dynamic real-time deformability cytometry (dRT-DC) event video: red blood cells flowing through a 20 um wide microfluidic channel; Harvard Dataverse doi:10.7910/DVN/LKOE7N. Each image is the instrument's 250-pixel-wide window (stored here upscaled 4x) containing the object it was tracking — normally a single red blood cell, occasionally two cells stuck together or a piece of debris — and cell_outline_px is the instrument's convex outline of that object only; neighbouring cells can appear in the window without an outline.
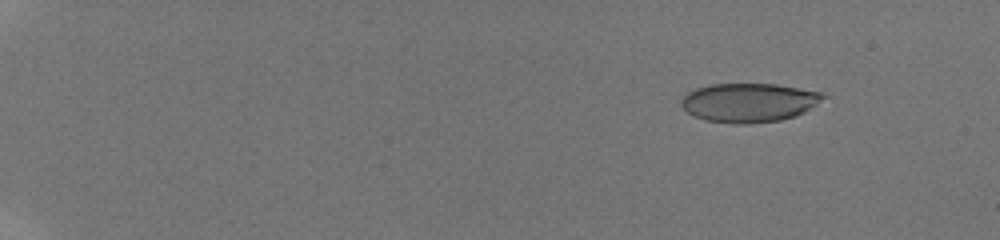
{"species": "human", "species_latin": "Homo sapiens", "temperature_condition": "room temperature", "stored_images_in_passage": 51, "camera_frame_rate_fps": 3000, "um_per_image_px": 0.085, "donor": {"sex": "male"}, "frame": {"image": 1, "passage_image": 6, "time_ms": 2.667, "image_size_px": [1000, 240], "cell_outline_px": [[828, 96], [804, 112], [796, 116], [780, 120], [748, 124], [732, 124], [704, 120], [692, 116], [680, 104], [680, 100], [688, 92], [696, 88], [712, 84], [776, 84], [820, 92]], "centroid_in_image_um": [63.64, 8.73], "position_along_channel_um": 21.4, "area_um2": 32.31}}
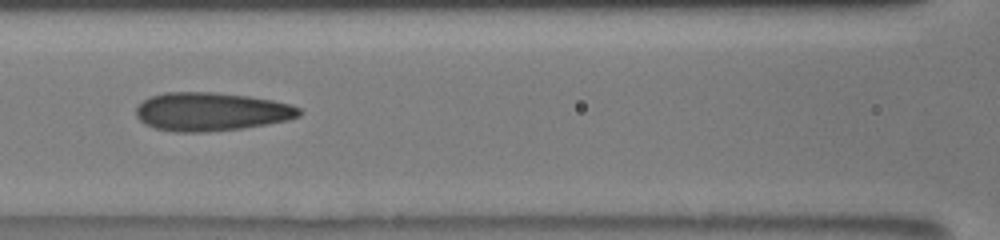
{"frame": {"image": 2, "passage_image": 27, "time_ms": 10.333, "image_size_px": [1000, 240], "cell_outline_px": [[304, 112], [300, 116], [288, 120], [240, 128], [204, 132], [176, 132], [156, 128], [144, 124], [136, 116], [136, 108], [144, 100], [152, 96], [164, 92], [216, 92], [248, 96], [272, 100], [292, 104], [300, 108]], "centroid_in_image_um": [17.97, 9.48], "position_along_channel_um": 148.6, "area_um2": 36.53}}
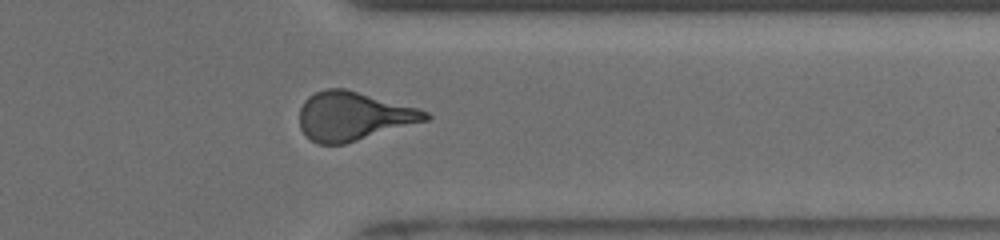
{"frame": {"image": 3, "passage_image": 42, "time_ms": 16.333, "image_size_px": [1000, 240], "cell_outline_px": [[432, 116], [428, 120], [344, 144], [320, 144], [312, 140], [300, 128], [300, 108], [304, 100], [308, 96], [324, 88], [344, 88], [416, 108], [428, 112]], "centroid_in_image_um": [30.01, 9.87], "position_along_channel_um": 381.4, "area_um2": 35.32}, "authors_computed_cell_mechanics": {"area_um2": 34.7956, "velocity_mm_per_s": 3.8911, "shape_relaxation_time_tau1_ms": 7.669, "shape_relaxation_time_tau2_ms": 1.1778, "deformation_change_tau1": 0.2042, "deformation_change_tau2": 0.0896}}